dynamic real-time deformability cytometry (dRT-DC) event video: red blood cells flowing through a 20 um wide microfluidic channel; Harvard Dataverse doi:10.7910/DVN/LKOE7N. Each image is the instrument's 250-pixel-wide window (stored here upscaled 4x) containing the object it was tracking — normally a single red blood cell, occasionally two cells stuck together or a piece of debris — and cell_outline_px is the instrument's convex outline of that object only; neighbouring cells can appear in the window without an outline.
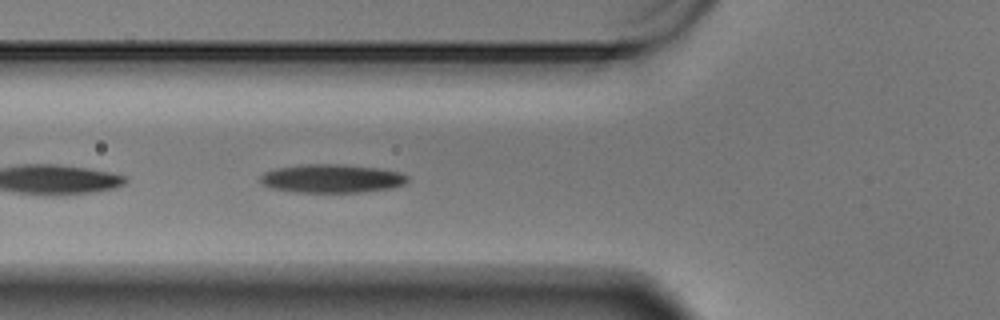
{"species": "Egyptian fruit bat (a non-hibernating species)", "species_latin": "Rousettus aegyptiacus", "temperature_condition": "warm", "stored_images_in_passage": 26, "camera_frame_rate_fps": 3000, "um_per_image_px": 0.085, "animal": {"sex": "male"}, "frame": {"image": 1, "passage_image": 4, "time_ms": 1.0, "image_size_px": [1000, 320], "cell_outline_px": [[408, 180], [404, 184], [392, 188], [360, 192], [296, 192], [272, 188], [264, 184], [260, 180], [260, 176], [264, 172], [276, 168], [300, 164], [340, 164], [380, 168], [400, 172], [408, 176]], "centroid_in_image_um": [28.21, 15.16], "position_along_channel_um": 97.6, "area_um2": 24.51}}
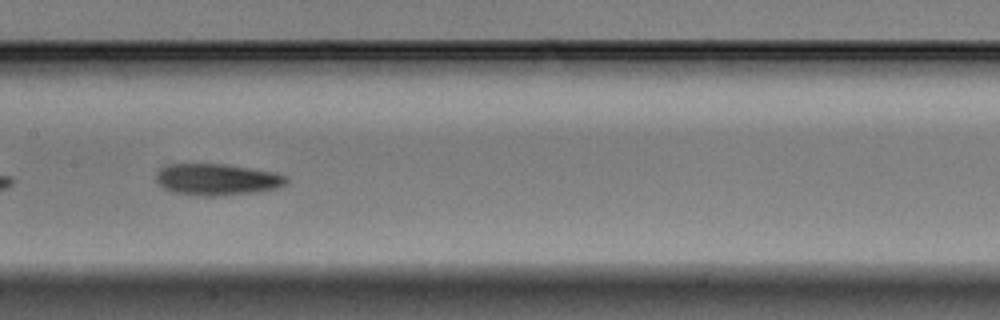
{"frame": {"image": 2, "passage_image": 12, "time_ms": 3.667, "image_size_px": [1000, 320], "cell_outline_px": [[288, 184], [276, 188], [260, 192], [216, 196], [200, 196], [172, 192], [164, 188], [156, 180], [156, 172], [160, 168], [168, 164], [224, 164], [276, 172], [288, 176]], "centroid_in_image_um": [18.48, 15.26], "position_along_channel_um": 188.9, "area_um2": 24.22}}
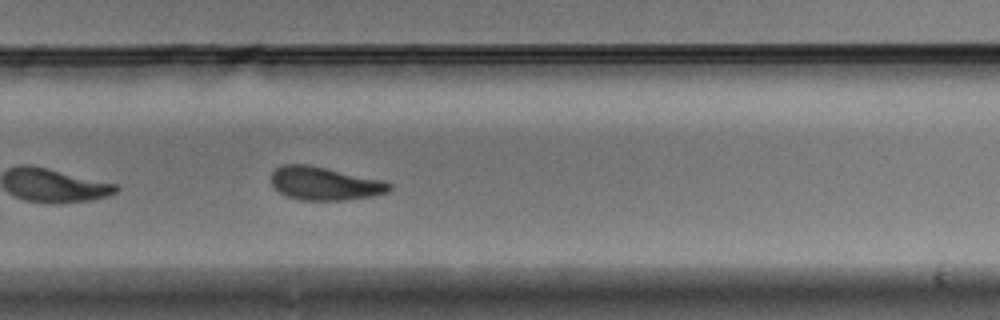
{"frame": {"image": 3, "passage_image": 22, "time_ms": 7.0, "image_size_px": [1000, 320], "cell_outline_px": [[392, 188], [388, 192], [372, 196], [344, 200], [300, 200], [288, 196], [280, 192], [272, 184], [272, 172], [276, 168], [284, 164], [308, 164], [384, 180], [392, 184]], "centroid_in_image_um": [27.63, 15.59], "position_along_channel_um": 302.2, "area_um2": 22.89}}